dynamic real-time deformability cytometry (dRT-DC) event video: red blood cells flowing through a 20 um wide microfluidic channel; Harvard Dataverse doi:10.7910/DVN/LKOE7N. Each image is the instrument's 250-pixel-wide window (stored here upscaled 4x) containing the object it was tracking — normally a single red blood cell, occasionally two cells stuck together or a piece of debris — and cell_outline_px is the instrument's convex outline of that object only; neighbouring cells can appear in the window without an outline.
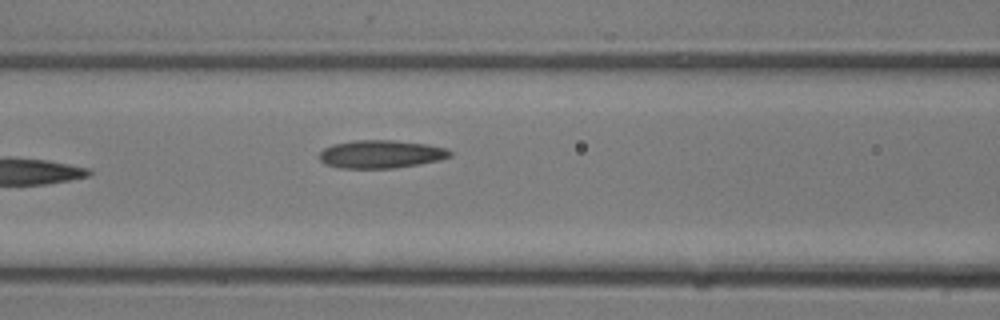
{"species": "common noctule bat (a hibernating species)", "species_latin": "Nyctalus noctula", "temperature_condition": "room temperature", "stored_images_in_passage": 10, "camera_frame_rate_fps": 3000, "um_per_image_px": 0.085, "animal": {"sex": "male", "body_mass_g": 13.3}, "frame": {"image": 1, "passage_image": 10, "time_ms": 3.0, "image_size_px": [1000, 320], "cell_outline_px": [[452, 156], [440, 160], [420, 164], [396, 168], [340, 168], [324, 164], [320, 160], [320, 152], [324, 148], [332, 144], [356, 140], [396, 140], [428, 144], [448, 148], [452, 152]], "centroid_in_image_um": [32.41, 13.1], "position_along_channel_um": 134.2, "area_um2": 21.62}}